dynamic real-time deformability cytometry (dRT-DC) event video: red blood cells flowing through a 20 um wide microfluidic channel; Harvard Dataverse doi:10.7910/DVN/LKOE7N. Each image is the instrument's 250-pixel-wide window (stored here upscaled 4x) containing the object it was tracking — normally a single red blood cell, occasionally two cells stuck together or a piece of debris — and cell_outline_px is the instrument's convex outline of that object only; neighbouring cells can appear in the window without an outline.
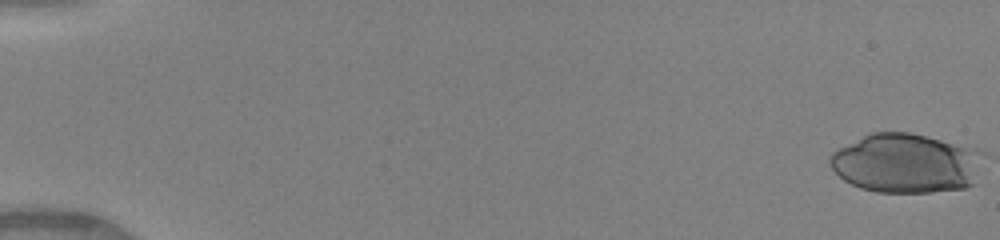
{"species": "human", "species_latin": "Homo sapiens", "temperature_condition": "warm", "stored_images_in_passage": 24, "camera_frame_rate_fps": 3000, "um_per_image_px": 0.085, "donor": {"sex": "female"}, "frame": {"image": 1, "passage_image": 1, "time_ms": 0.0, "image_size_px": [1000, 240], "cell_outline_px": [[972, 184], [964, 188], [932, 192], [876, 192], [860, 188], [844, 180], [832, 168], [828, 160], [832, 152], [868, 132], [908, 132], [940, 140], [964, 148]], "centroid_in_image_um": [76.64, 13.89], "position_along_channel_um": 8.4, "area_um2": 49.82}}
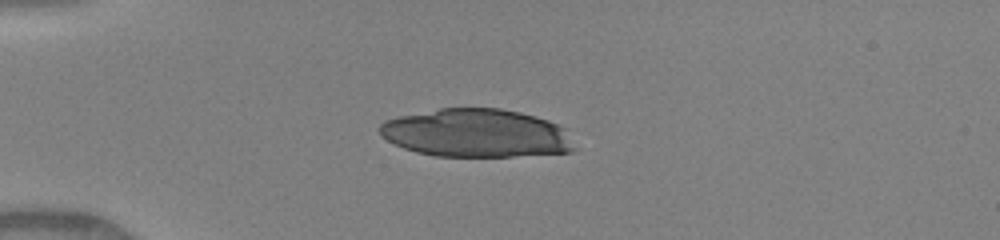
{"frame": {"image": 2, "passage_image": 14, "time_ms": 4.333, "image_size_px": [1000, 240], "cell_outline_px": [[576, 148], [572, 152], [512, 156], [436, 156], [416, 152], [404, 148], [388, 140], [380, 132], [380, 124], [388, 120], [400, 116], [440, 108], [500, 108], [520, 112], [536, 116], [548, 120], [568, 128]], "centroid_in_image_um": [40.58, 11.32], "position_along_channel_um": 44.4, "area_um2": 54.85}}
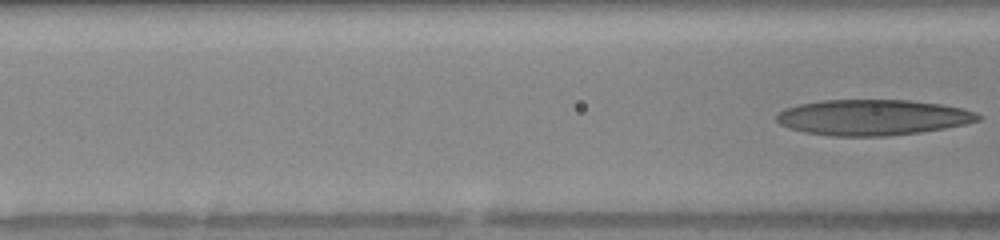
{"frame": {"image": 3, "passage_image": 24, "time_ms": 7.667, "image_size_px": [1000, 240], "cell_outline_px": [[984, 116], [980, 120], [964, 124], [944, 128], [920, 132], [888, 136], [832, 136], [804, 132], [780, 124], [776, 120], [776, 116], [780, 112], [788, 108], [800, 104], [824, 100], [908, 100], [940, 104], [960, 108], [976, 112]], "centroid_in_image_um": [74.21, 9.98], "position_along_channel_um": 92.4, "area_um2": 41.67}}